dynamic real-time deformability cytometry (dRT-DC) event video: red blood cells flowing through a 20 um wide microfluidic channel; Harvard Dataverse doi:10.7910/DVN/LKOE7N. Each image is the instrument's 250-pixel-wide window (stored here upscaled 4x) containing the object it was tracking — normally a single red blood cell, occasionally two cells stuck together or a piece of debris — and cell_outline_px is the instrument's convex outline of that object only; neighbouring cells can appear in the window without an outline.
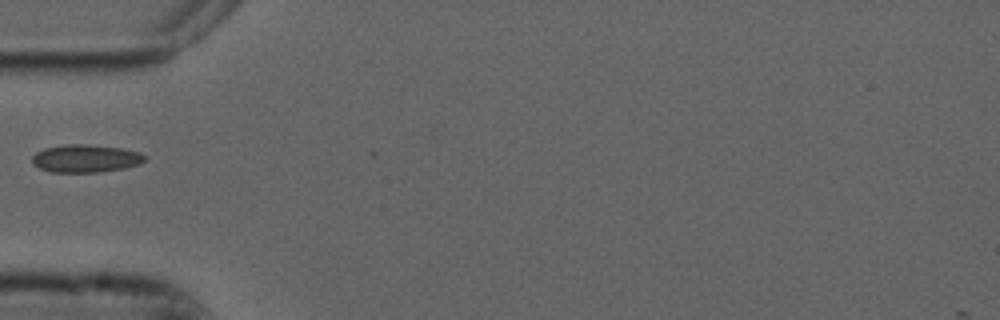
{"species": "common noctule bat (a hibernating species)", "species_latin": "Nyctalus noctula", "temperature_condition": "cold", "stored_images_in_passage": 8, "camera_frame_rate_fps": 3000, "um_per_image_px": 0.085, "animal": {"sex": "male", "forearm_length_mm": 52.5}, "frame": {"image": 1, "passage_image": 1, "time_ms": 0.0, "image_size_px": [1000, 320], "cell_outline_px": [[148, 156], [140, 164], [124, 168], [100, 172], [52, 172], [40, 168], [32, 164], [32, 156], [36, 152], [44, 148], [64, 144], [84, 144], [124, 148], [140, 152]], "centroid_in_image_um": [7.29, 13.46], "position_along_channel_um": 77.7, "area_um2": 18.44}}
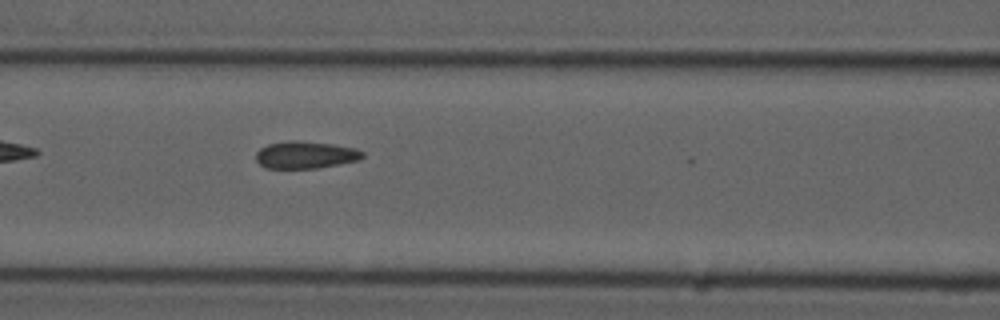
{"frame": {"image": 2, "passage_image": 6, "time_ms": 1.667, "image_size_px": [1000, 320], "cell_outline_px": [[364, 156], [360, 160], [340, 164], [316, 168], [264, 168], [256, 160], [256, 152], [260, 148], [268, 144], [288, 140], [296, 140], [332, 144], [356, 148], [364, 152]], "centroid_in_image_um": [25.97, 13.16], "position_along_channel_um": 140.6, "area_um2": 17.05}}